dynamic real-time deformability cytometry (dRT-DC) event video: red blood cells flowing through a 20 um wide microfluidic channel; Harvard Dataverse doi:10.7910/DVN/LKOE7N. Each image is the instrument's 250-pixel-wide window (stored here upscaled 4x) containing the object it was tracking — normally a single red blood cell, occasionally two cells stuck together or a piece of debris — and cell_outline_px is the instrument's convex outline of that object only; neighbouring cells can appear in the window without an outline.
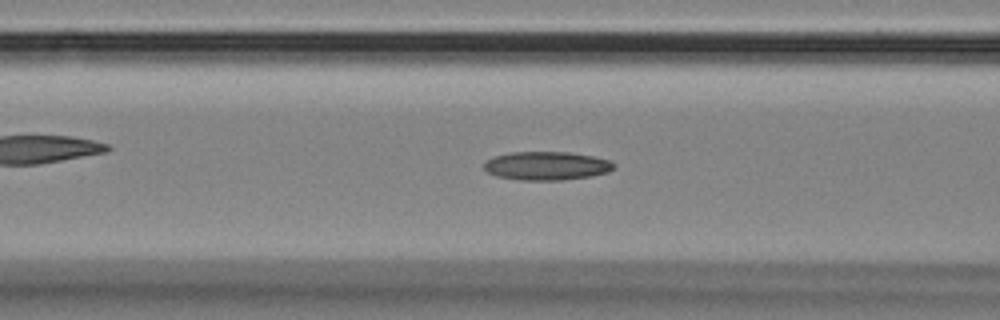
{"species": "Egyptian fruit bat (a non-hibernating species)", "species_latin": "Rousettus aegyptiacus", "temperature_condition": "room temperature", "stored_images_in_passage": 53, "camera_frame_rate_fps": 3000, "um_per_image_px": 0.085, "animal": {"sex": "female"}, "frame": {"image": 1, "passage_image": 19, "time_ms": 6.0, "image_size_px": [1000, 320], "cell_outline_px": [[616, 168], [608, 172], [592, 176], [560, 180], [520, 180], [496, 176], [488, 172], [484, 168], [484, 164], [488, 160], [496, 156], [512, 152], [568, 152], [592, 156], [612, 160], [616, 164]], "centroid_in_image_um": [46.52, 14.1], "position_along_channel_um": 120.1, "area_um2": 21.62}}
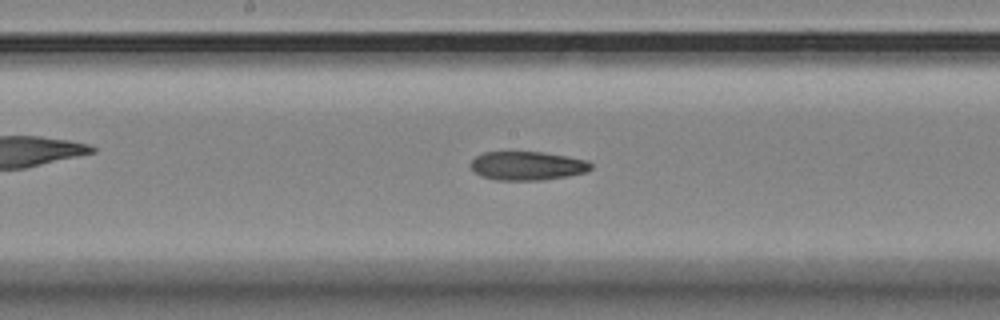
{"frame": {"image": 2, "passage_image": 26, "time_ms": 8.333, "image_size_px": [1000, 320], "cell_outline_px": [[592, 168], [588, 172], [568, 176], [544, 180], [496, 180], [480, 176], [468, 164], [476, 156], [484, 152], [544, 152], [588, 160], [592, 164]], "centroid_in_image_um": [44.84, 14.09], "position_along_channel_um": 203.4, "area_um2": 20.35}}
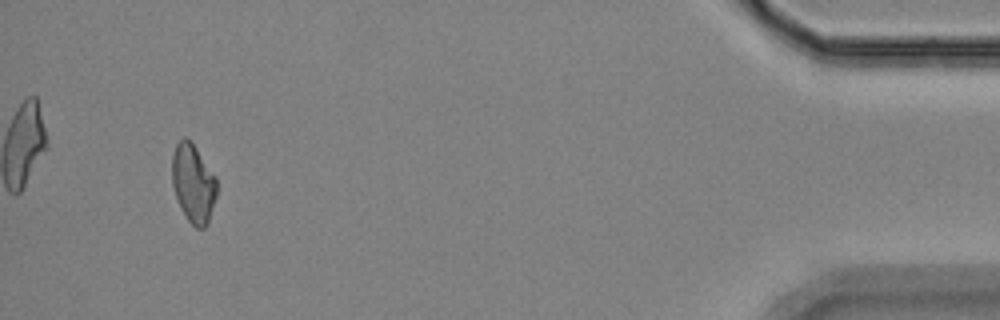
{"frame": {"image": 3, "passage_image": 50, "time_ms": 16.333, "image_size_px": [1000, 320], "cell_outline_px": [[216, 196], [208, 224], [204, 228], [196, 228], [188, 220], [180, 208], [172, 184], [172, 156], [176, 144], [184, 136], [196, 148], [216, 176]], "centroid_in_image_um": [16.42, 15.6], "position_along_channel_um": 418.8, "area_um2": 20.35}, "authors_computed_cell_mechanics": {"area_um2": 20.7502, "velocity_mm_per_s": 3.5551, "shape_relaxation_time_tau1_ms": null, "shape_relaxation_time_tau2_ms": 7.9595, "deformation_change_tau1": null, "deformation_change_tau2": 0.1539}}